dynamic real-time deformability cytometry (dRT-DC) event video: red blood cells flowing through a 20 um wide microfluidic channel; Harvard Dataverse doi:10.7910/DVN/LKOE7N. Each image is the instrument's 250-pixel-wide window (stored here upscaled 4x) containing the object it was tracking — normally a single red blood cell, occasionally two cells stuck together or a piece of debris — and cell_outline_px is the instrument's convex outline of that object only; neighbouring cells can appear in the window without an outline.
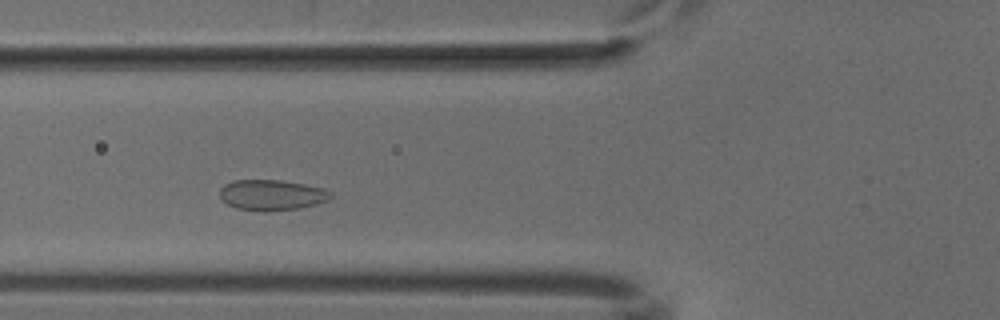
{"species": "common noctule bat (a hibernating species)", "species_latin": "Nyctalus noctula", "temperature_condition": "cold", "stored_images_in_passage": 30, "camera_frame_rate_fps": 3000, "um_per_image_px": 0.085, "animal": {"sex": "male", "body_mass_g": 18.8}, "frame": {"image": 1, "passage_image": 7, "time_ms": 2.0, "image_size_px": [1000, 320], "cell_outline_px": [[332, 196], [328, 200], [316, 204], [300, 208], [268, 212], [260, 212], [236, 208], [228, 204], [220, 196], [220, 188], [224, 184], [236, 180], [280, 180], [304, 184], [324, 188], [332, 192]], "centroid_in_image_um": [23.11, 16.58], "position_along_channel_um": 102.7, "area_um2": 19.94}}
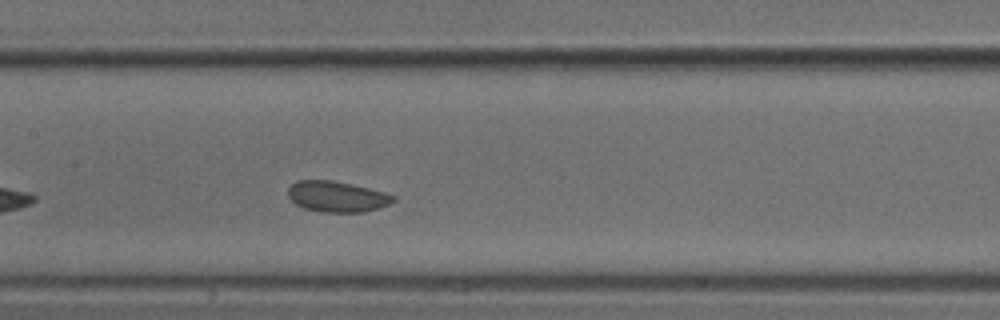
{"frame": {"image": 2, "passage_image": 13, "time_ms": 4.0, "image_size_px": [1000, 320], "cell_outline_px": [[396, 200], [388, 204], [364, 212], [320, 212], [304, 208], [296, 204], [288, 196], [288, 188], [296, 180], [332, 180], [352, 184], [384, 192], [396, 196]], "centroid_in_image_um": [28.62, 16.7], "position_along_channel_um": 178.8, "area_um2": 18.84}}
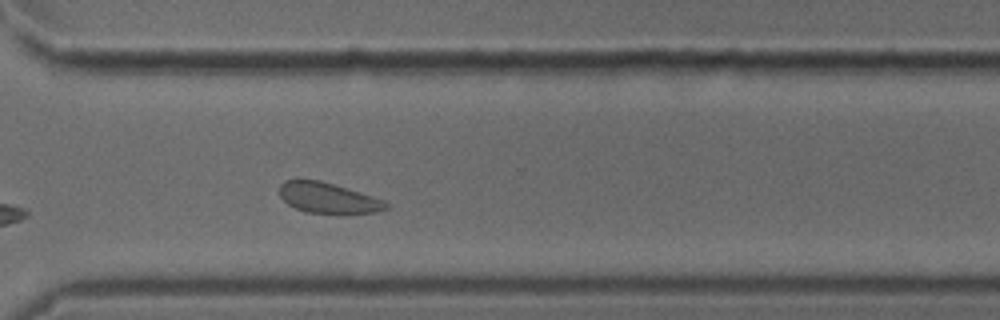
{"frame": {"image": 3, "passage_image": 26, "time_ms": 8.333, "image_size_px": [1000, 320], "cell_outline_px": [[388, 208], [376, 212], [340, 216], [304, 212], [288, 204], [280, 196], [280, 184], [284, 180], [320, 180], [384, 200], [388, 204]], "centroid_in_image_um": [27.9, 16.88], "position_along_channel_um": 342.7, "area_um2": 19.36}}